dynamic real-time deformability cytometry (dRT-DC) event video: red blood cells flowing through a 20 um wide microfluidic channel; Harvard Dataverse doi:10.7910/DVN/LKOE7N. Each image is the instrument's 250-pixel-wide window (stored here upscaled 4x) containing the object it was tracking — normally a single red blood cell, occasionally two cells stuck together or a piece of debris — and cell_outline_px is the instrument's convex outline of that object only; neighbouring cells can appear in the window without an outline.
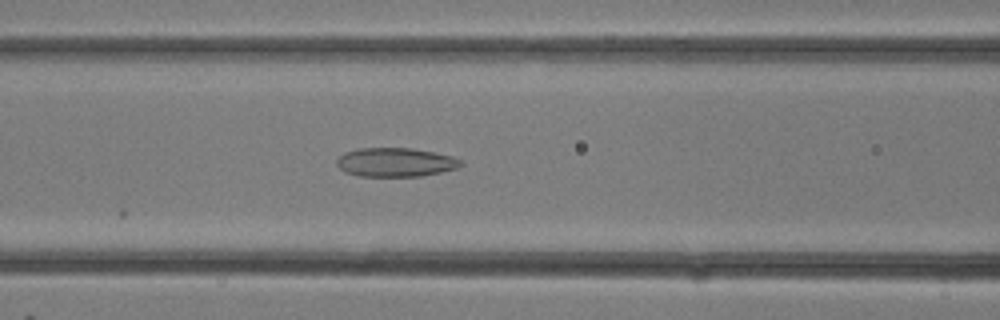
{"species": "common noctule bat (a hibernating species)", "species_latin": "Nyctalus noctula", "temperature_condition": "room temperature", "stored_images_in_passage": 14, "camera_frame_rate_fps": 3000, "um_per_image_px": 0.085, "animal": {"sex": "female"}, "frame": {"image": 1, "passage_image": 14, "time_ms": 4.333, "image_size_px": [1000, 320], "cell_outline_px": [[464, 164], [456, 168], [440, 172], [420, 176], [360, 176], [344, 172], [336, 164], [336, 160], [344, 152], [356, 148], [412, 148], [452, 156], [460, 160]], "centroid_in_image_um": [33.58, 13.79], "position_along_channel_um": 133.0, "area_um2": 20.87}}